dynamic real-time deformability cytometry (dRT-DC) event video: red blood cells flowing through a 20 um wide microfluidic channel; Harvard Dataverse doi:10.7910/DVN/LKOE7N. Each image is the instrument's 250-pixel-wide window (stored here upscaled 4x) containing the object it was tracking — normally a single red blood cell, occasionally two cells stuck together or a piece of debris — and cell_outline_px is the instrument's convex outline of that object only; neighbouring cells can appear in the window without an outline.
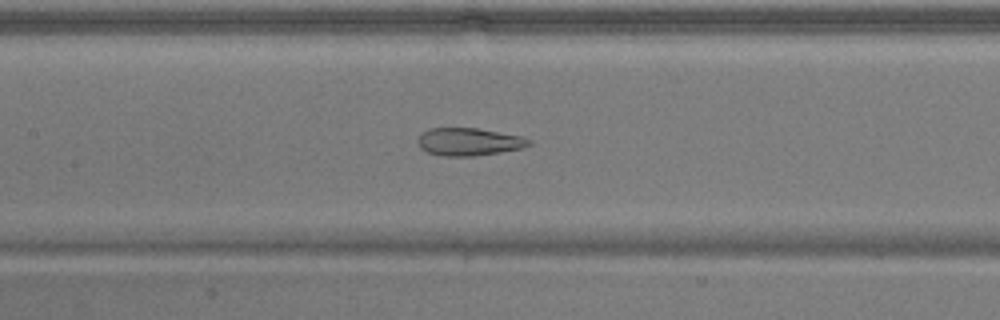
{"species": "common noctule bat (a hibernating species)", "species_latin": "Nyctalus noctula", "temperature_condition": "warm", "stored_images_in_passage": 52, "camera_frame_rate_fps": 3000, "um_per_image_px": 0.085, "animal": {"sex": "male", "body_mass_g": 17.9}, "frame": {"image": 1, "passage_image": 24, "time_ms": 7.667, "image_size_px": [1000, 320], "cell_outline_px": [[532, 144], [524, 148], [500, 152], [472, 156], [440, 156], [428, 152], [420, 148], [416, 140], [420, 132], [428, 128], [476, 128], [524, 136], [532, 140]], "centroid_in_image_um": [39.85, 12.04], "position_along_channel_um": 167.5, "area_um2": 18.26}}
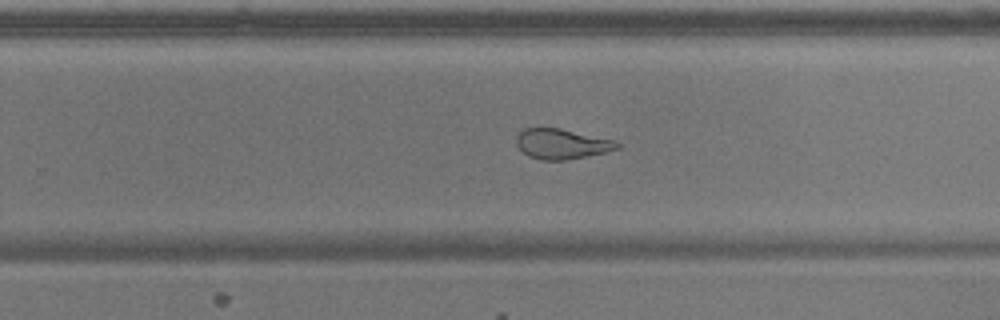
{"frame": {"image": 2, "passage_image": 33, "time_ms": 10.667, "image_size_px": [1000, 320], "cell_outline_px": [[620, 148], [604, 152], [568, 160], [540, 160], [528, 156], [516, 144], [516, 136], [524, 128], [560, 128], [612, 140], [620, 144]], "centroid_in_image_um": [47.71, 12.24], "position_along_channel_um": 282.1, "area_um2": 17.51}}
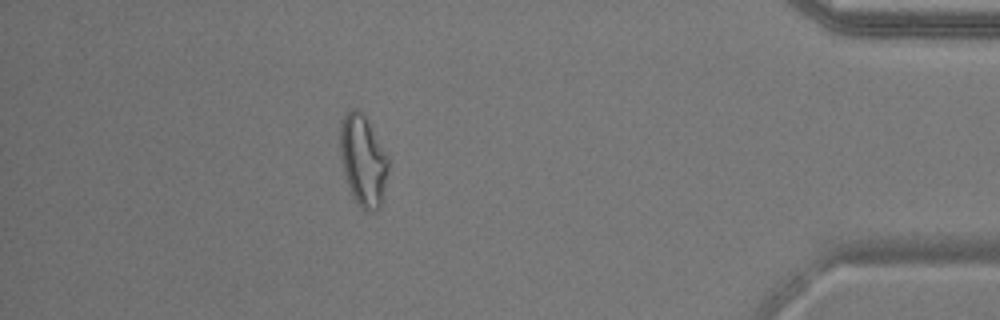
{"frame": {"image": 3, "passage_image": 46, "time_ms": 15.0, "image_size_px": [1000, 320], "cell_outline_px": [[388, 168], [380, 208], [376, 212], [372, 212], [364, 208], [356, 200], [348, 184], [344, 172], [340, 152], [340, 120], [344, 112], [352, 108], [360, 108], [388, 156]], "centroid_in_image_um": [30.85, 13.56], "position_along_channel_um": 404.4, "area_um2": 25.26}, "authors_computed_cell_mechanics": {"area_um2": 24.1026, "velocity_mm_per_s": 3.8378, "shape_relaxation_time_tau1_ms": null, "shape_relaxation_time_tau2_ms": 1.5966, "deformation_change_tau1": null, "deformation_change_tau2": 0.0943}}